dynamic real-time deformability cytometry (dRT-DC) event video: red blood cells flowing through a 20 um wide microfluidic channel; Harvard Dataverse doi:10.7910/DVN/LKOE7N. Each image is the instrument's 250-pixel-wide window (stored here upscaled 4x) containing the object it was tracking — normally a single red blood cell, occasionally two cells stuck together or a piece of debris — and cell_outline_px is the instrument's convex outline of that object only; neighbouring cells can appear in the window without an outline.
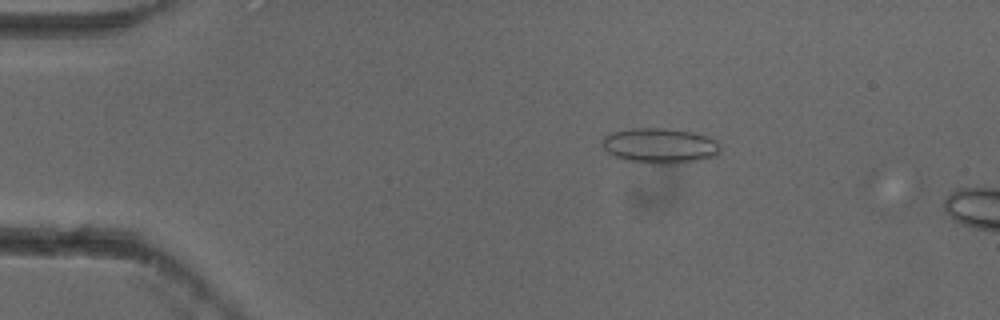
{"species": "common noctule bat (a hibernating species)", "species_latin": "Nyctalus noctula", "temperature_condition": "cold", "stored_images_in_passage": 16, "camera_frame_rate_fps": 3000, "um_per_image_px": 0.085, "animal": {"sex": "female"}, "frame": {"image": 1, "passage_image": 10, "time_ms": 3.0, "image_size_px": [1000, 320], "cell_outline_px": [[720, 152], [716, 156], [700, 160], [672, 164], [652, 164], [628, 160], [616, 156], [608, 152], [604, 148], [604, 136], [612, 132], [632, 128], [664, 128], [692, 132], [716, 140], [720, 144]], "centroid_in_image_um": [56.13, 12.39], "position_along_channel_um": 28.9, "area_um2": 24.1}}